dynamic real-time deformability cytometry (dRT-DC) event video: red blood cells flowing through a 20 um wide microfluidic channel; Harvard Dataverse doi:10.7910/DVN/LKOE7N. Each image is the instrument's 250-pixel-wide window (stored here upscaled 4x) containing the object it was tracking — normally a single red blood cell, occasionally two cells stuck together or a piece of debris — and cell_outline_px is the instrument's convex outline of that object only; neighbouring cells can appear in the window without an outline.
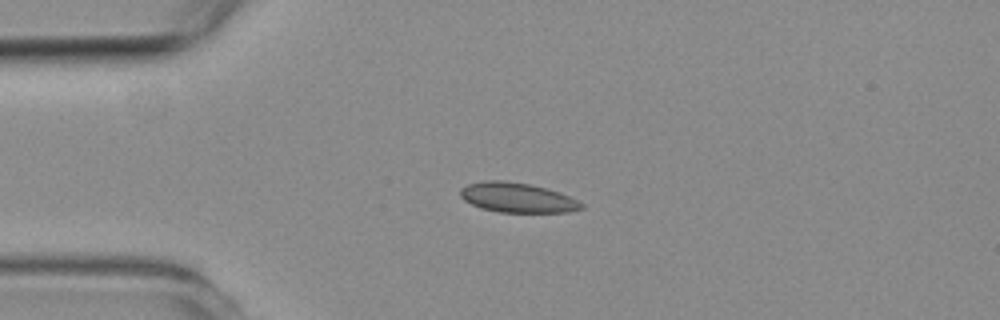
{"species": "common noctule bat (a hibernating species)", "species_latin": "Nyctalus noctula", "temperature_condition": "room temperature", "stored_images_in_passage": 4, "camera_frame_rate_fps": 3000, "um_per_image_px": 0.085, "animal": {"sex": "female", "body_mass_g": 19.3, "forearm_length_mm": 54.1}, "frame": {"image": 1, "passage_image": 3, "time_ms": 2.333, "image_size_px": [1000, 320], "cell_outline_px": [[584, 208], [568, 212], [500, 212], [480, 208], [464, 200], [460, 196], [460, 188], [468, 184], [484, 180], [504, 180], [528, 184], [548, 188], [560, 192], [584, 204]], "centroid_in_image_um": [43.96, 16.79], "position_along_channel_um": 41.0, "area_um2": 21.04}}